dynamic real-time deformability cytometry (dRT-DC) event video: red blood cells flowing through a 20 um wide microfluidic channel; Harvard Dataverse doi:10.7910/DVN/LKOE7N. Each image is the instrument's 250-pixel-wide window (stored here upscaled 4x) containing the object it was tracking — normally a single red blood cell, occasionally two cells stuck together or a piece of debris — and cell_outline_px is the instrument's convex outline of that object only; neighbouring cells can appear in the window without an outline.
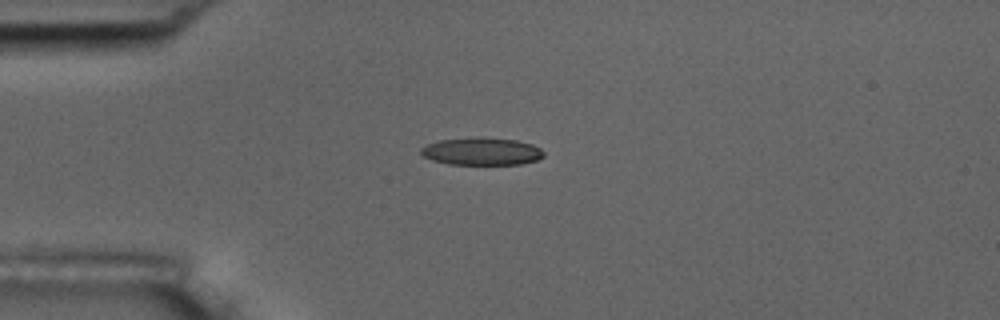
{"species": "common noctule bat (a hibernating species)", "species_latin": "Nyctalus noctula", "temperature_condition": "room temperature", "stored_images_in_passage": 4, "camera_frame_rate_fps": 3000, "um_per_image_px": 0.085, "animal": {"sex": "male", "body_mass_g": 17.5, "forearm_length_mm": 52.3}, "frame": {"image": 1, "passage_image": 3, "time_ms": 3.333, "image_size_px": [1000, 320], "cell_outline_px": [[544, 156], [536, 160], [520, 164], [448, 164], [432, 160], [424, 156], [420, 152], [420, 148], [428, 144], [440, 140], [516, 140], [532, 144], [540, 148], [544, 152]], "centroid_in_image_um": [40.96, 12.92], "position_along_channel_um": 44.0, "area_um2": 18.67}}